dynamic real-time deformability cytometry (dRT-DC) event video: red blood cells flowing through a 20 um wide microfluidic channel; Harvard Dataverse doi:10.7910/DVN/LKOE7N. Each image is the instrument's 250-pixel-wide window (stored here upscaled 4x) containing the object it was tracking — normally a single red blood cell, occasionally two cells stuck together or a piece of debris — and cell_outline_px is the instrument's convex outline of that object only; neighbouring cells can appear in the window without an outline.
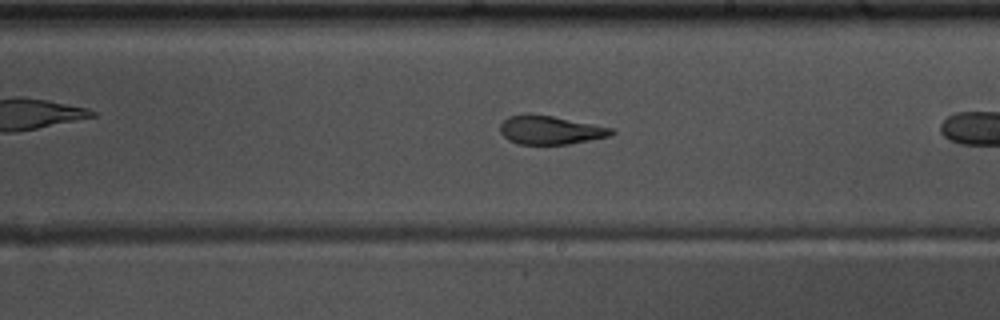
{"species": "common noctule bat (a hibernating species)", "species_latin": "Nyctalus noctula", "temperature_condition": "warm", "stored_images_in_passage": 18, "camera_frame_rate_fps": 3000, "um_per_image_px": 0.085, "animal": {"sex": "male", "body_mass_g": 17.5, "forearm_length_mm": 52.3}, "frame": {"image": 1, "passage_image": 16, "time_ms": 5.0, "image_size_px": [1000, 320], "cell_outline_px": [[616, 132], [612, 136], [568, 144], [516, 144], [508, 140], [500, 132], [500, 124], [508, 116], [552, 116], [612, 128]], "centroid_in_image_um": [46.8, 11.09], "position_along_channel_um": 242.2, "area_um2": 18.09}}